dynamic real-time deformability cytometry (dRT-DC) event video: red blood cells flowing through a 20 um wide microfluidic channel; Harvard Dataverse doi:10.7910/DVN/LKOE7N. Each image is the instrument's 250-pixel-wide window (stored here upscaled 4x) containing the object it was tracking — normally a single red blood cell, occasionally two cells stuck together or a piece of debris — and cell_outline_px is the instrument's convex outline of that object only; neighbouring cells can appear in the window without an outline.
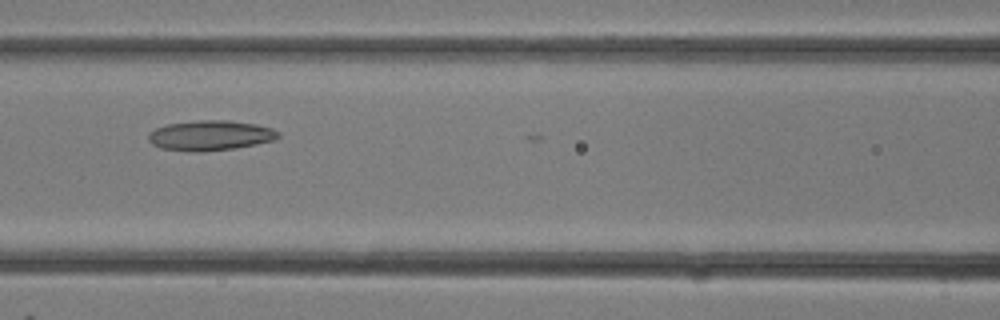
{"species": "common noctule bat (a hibernating species)", "species_latin": "Nyctalus noctula", "temperature_condition": "room temperature", "stored_images_in_passage": 14, "camera_frame_rate_fps": 3000, "um_per_image_px": 0.085, "animal": {"sex": "female"}, "frame": {"image": 1, "passage_image": 13, "time_ms": 4.0, "image_size_px": [1000, 320], "cell_outline_px": [[280, 136], [276, 140], [236, 148], [200, 152], [192, 152], [160, 148], [152, 144], [148, 140], [148, 132], [156, 128], [168, 124], [196, 120], [228, 120], [256, 124], [272, 128], [280, 132]], "centroid_in_image_um": [17.88, 11.51], "position_along_channel_um": 148.7, "area_um2": 23.0}}